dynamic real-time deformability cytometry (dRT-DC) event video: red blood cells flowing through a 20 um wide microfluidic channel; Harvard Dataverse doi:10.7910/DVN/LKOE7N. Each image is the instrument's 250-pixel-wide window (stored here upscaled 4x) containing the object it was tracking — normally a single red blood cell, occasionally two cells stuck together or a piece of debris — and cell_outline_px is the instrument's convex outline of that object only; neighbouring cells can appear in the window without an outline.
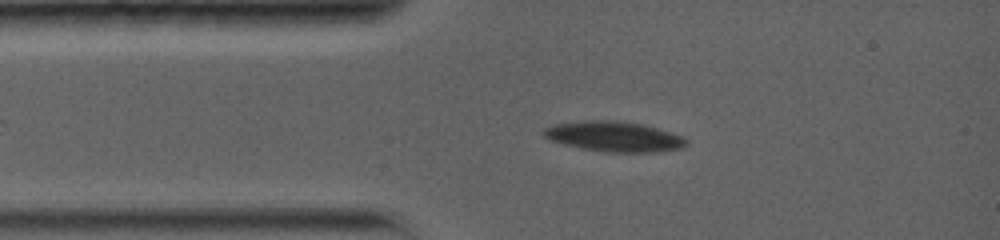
{"species": "common noctule bat (a hibernating species)", "species_latin": "Nyctalus noctula", "temperature_condition": "warm", "stored_images_in_passage": 27, "camera_frame_rate_fps": 5000, "um_per_image_px": 0.085, "animal": {"sex": "female", "body_mass_g": 19.0, "forearm_length_mm": 56.7}, "frame": {"image": 1, "passage_image": 5, "time_ms": 2.0, "image_size_px": [1000, 240], "cell_outline_px": [[688, 144], [684, 148], [652, 152], [604, 152], [580, 148], [564, 144], [552, 140], [544, 136], [544, 128], [552, 124], [584, 120], [620, 120], [640, 124], [656, 128], [684, 136], [688, 140]], "centroid_in_image_um": [52.22, 11.6], "position_along_channel_um": 32.8, "area_um2": 25.2}}
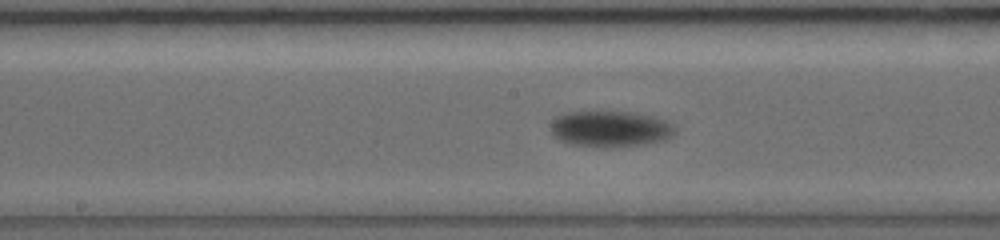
{"frame": {"image": 2, "passage_image": 15, "time_ms": 7.0, "image_size_px": [1000, 240], "cell_outline_px": [[672, 136], [664, 140], [644, 144], [608, 148], [572, 144], [560, 140], [552, 136], [552, 124], [556, 116], [568, 112], [632, 112], [656, 116], [664, 120], [672, 128]], "centroid_in_image_um": [51.84, 10.96], "position_along_channel_um": 196.4, "area_um2": 25.84}}
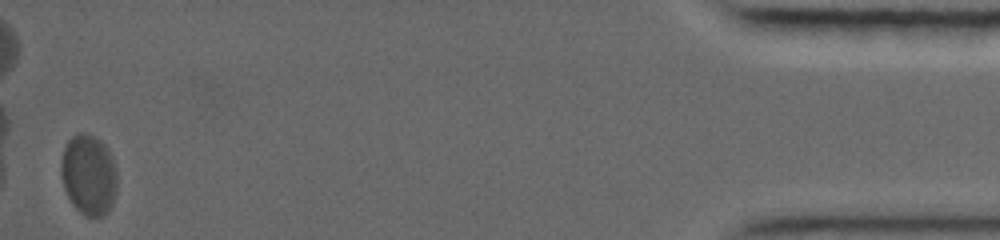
{"frame": {"image": 3, "passage_image": 27, "time_ms": 17.2, "image_size_px": [1000, 240], "cell_outline_px": [[116, 188], [112, 204], [108, 212], [100, 216], [88, 216], [80, 212], [72, 204], [64, 188], [60, 172], [60, 164], [64, 148], [68, 140], [72, 136], [80, 132], [84, 132], [100, 140], [104, 144], [112, 156], [116, 172]], "centroid_in_image_um": [7.52, 14.84], "position_along_channel_um": 427.7, "area_um2": 26.24}, "authors_computed_cell_mechanics": {"area_um2": 25.8366, "velocity_mm_per_s": 3.5142, "shape_relaxation_time_tau1_ms": 5.512, "shape_relaxation_time_tau2_ms": null, "deformation_change_tau1": 0.1414, "deformation_change_tau2": null}}